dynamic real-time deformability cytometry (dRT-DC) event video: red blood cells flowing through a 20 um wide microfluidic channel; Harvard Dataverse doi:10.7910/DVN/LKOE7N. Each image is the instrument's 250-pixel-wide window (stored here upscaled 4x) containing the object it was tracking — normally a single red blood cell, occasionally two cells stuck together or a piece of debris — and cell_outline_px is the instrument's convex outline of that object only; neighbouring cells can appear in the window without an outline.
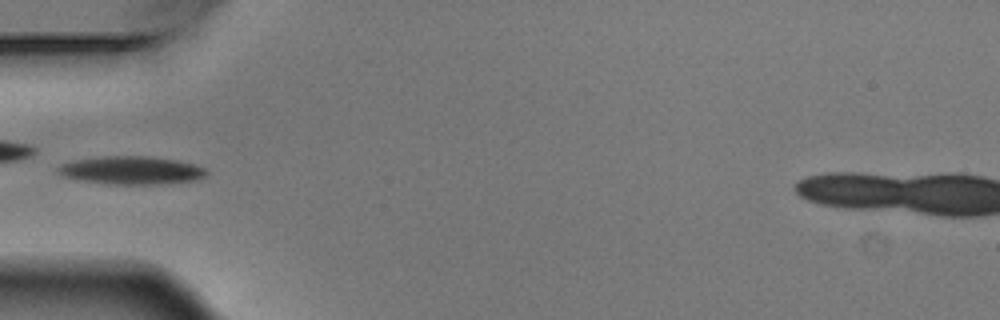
{"species": "Egyptian fruit bat (a non-hibernating species)", "species_latin": "Rousettus aegyptiacus", "temperature_condition": "warm", "stored_images_in_passage": 6, "camera_frame_rate_fps": 3000, "um_per_image_px": 0.085, "animal": {"sex": "male"}, "frame": {"image": 1, "passage_image": 4, "time_ms": 1.0, "image_size_px": [1000, 320], "cell_outline_px": [[208, 172], [200, 180], [168, 184], [108, 184], [60, 176], [56, 172], [56, 168], [72, 160], [100, 156], [148, 156], [176, 160], [192, 164], [204, 168]], "centroid_in_image_um": [11.17, 14.48], "position_along_channel_um": 73.8, "area_um2": 24.45}}
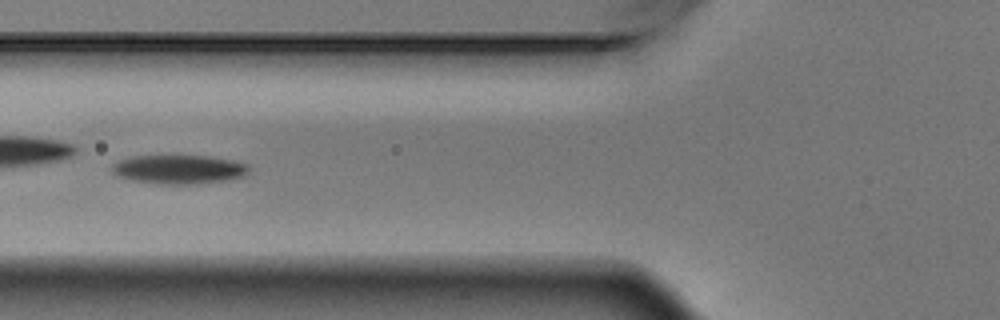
{"frame": {"image": 2, "passage_image": 5, "time_ms": 1.333, "image_size_px": [1000, 320], "cell_outline_px": [[248, 172], [244, 176], [228, 180], [200, 184], [160, 184], [132, 180], [116, 176], [112, 172], [112, 164], [120, 160], [132, 156], [160, 152], [208, 156], [236, 160], [248, 164]], "centroid_in_image_um": [15.18, 14.34], "position_along_channel_um": 110.6, "area_um2": 24.39}}
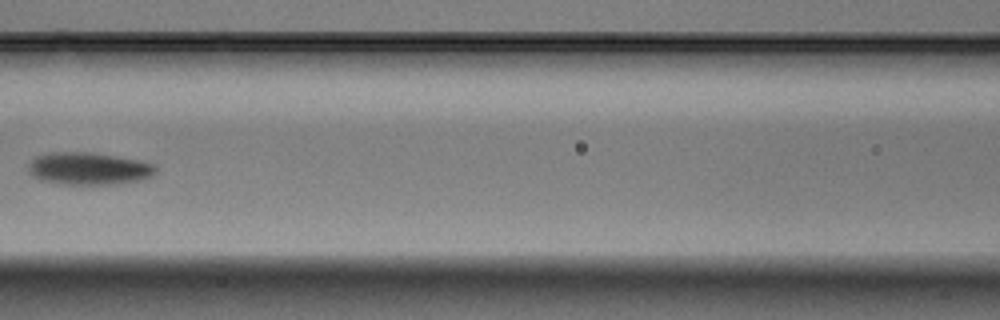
{"frame": {"image": 3, "passage_image": 6, "time_ms": 1.667, "image_size_px": [1000, 320], "cell_outline_px": [[156, 172], [152, 176], [140, 180], [116, 184], [64, 184], [40, 180], [32, 176], [28, 172], [28, 164], [36, 156], [52, 152], [92, 152], [136, 160], [156, 164]], "centroid_in_image_um": [7.52, 14.33], "position_along_channel_um": 159.1, "area_um2": 24.04}}